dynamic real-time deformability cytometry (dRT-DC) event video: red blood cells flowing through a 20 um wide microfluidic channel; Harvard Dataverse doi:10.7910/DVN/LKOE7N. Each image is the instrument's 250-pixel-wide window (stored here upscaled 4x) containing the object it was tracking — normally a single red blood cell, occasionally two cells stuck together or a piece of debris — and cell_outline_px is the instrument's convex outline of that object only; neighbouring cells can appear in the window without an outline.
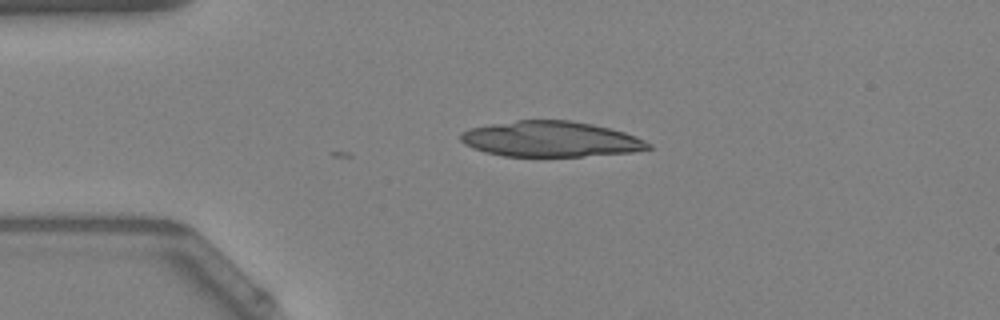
{"species": "Egyptian fruit bat (a non-hibernating species)", "species_latin": "Rousettus aegyptiacus", "temperature_condition": "warm", "stored_images_in_passage": 2, "camera_frame_rate_fps": 3000, "um_per_image_px": 0.085, "animal": {"sex": "female"}, "frame": {"image": 1, "passage_image": 2, "time_ms": 0.333, "image_size_px": [1000, 320], "cell_outline_px": [[652, 148], [632, 152], [580, 156], [504, 156], [484, 152], [472, 148], [464, 144], [460, 140], [460, 132], [468, 128], [488, 124], [516, 120], [572, 120], [592, 124], [624, 132], [636, 136], [652, 144]], "centroid_in_image_um": [46.76, 11.81], "position_along_channel_um": 38.2, "area_um2": 39.02}}